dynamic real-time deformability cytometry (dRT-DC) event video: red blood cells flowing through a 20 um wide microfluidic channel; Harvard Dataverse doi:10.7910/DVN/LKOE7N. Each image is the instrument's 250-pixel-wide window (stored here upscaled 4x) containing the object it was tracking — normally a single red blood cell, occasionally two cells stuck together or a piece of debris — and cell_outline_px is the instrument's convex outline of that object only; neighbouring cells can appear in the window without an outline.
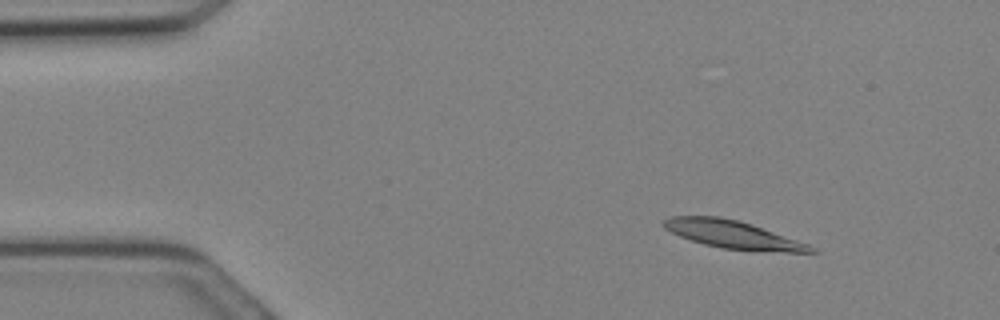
{"species": "Egyptian fruit bat (a non-hibernating species)", "species_latin": "Rousettus aegyptiacus", "temperature_condition": "cold", "stored_images_in_passage": 9, "camera_frame_rate_fps": 3000, "um_per_image_px": 0.085, "animal": {"sex": "female"}, "frame": {"image": 1, "passage_image": 4, "time_ms": 1.0, "image_size_px": [1000, 320], "cell_outline_px": [[820, 252], [784, 252], [720, 248], [704, 244], [680, 236], [664, 228], [660, 224], [664, 220], [672, 216], [720, 216], [752, 224], [808, 244], [816, 248]], "centroid_in_image_um": [62.28, 19.93], "position_along_channel_um": 22.7, "area_um2": 23.64}}